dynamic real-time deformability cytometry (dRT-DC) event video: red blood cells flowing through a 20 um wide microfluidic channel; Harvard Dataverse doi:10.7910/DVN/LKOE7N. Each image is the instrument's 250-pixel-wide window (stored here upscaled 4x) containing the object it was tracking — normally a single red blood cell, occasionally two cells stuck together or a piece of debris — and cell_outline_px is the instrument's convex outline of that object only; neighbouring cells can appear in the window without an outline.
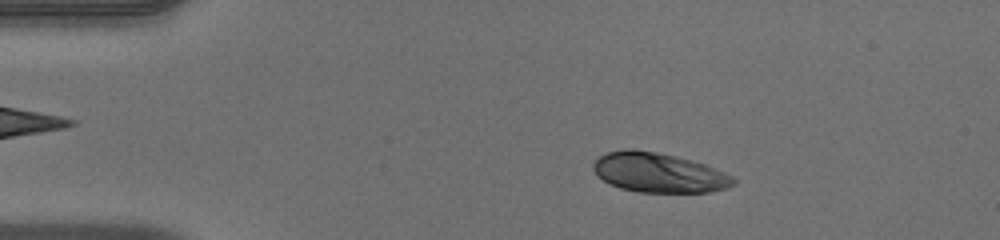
{"species": "human", "species_latin": "Homo sapiens", "temperature_condition": "warm", "stored_images_in_passage": 50, "camera_frame_rate_fps": 3000, "um_per_image_px": 0.085, "donor": {"sex": "male"}, "frame": {"image": 1, "passage_image": 8, "time_ms": 2.333, "image_size_px": [1000, 240], "cell_outline_px": [[736, 184], [728, 188], [708, 192], [640, 192], [620, 188], [608, 184], [596, 176], [592, 168], [592, 164], [600, 156], [608, 152], [624, 148], [632, 148], [656, 152], [676, 156], [692, 160], [716, 168], [732, 176], [736, 180]], "centroid_in_image_um": [55.97, 14.67], "position_along_channel_um": 29.0, "area_um2": 32.66}}
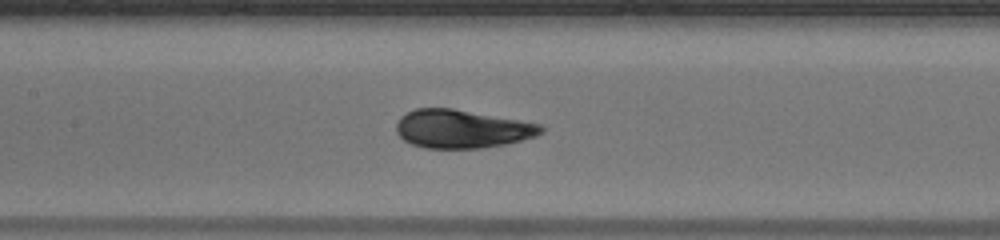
{"frame": {"image": 2, "passage_image": 23, "time_ms": 7.333, "image_size_px": [1000, 240], "cell_outline_px": [[544, 132], [536, 136], [504, 144], [480, 148], [424, 148], [412, 144], [404, 140], [396, 132], [396, 124], [400, 116], [416, 108], [452, 108], [540, 124], [544, 128]], "centroid_in_image_um": [39.23, 10.96], "position_along_channel_um": 168.2, "area_um2": 32.14}}
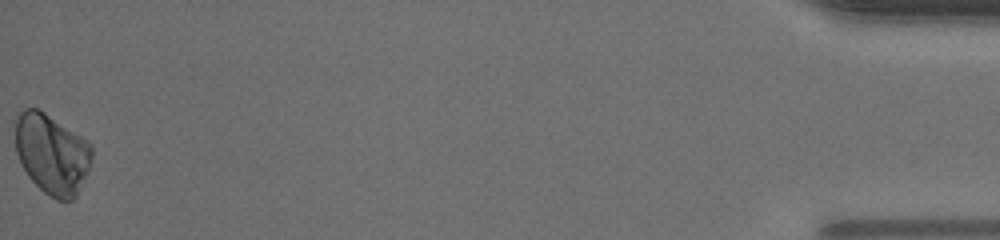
{"frame": {"image": 3, "passage_image": 50, "time_ms": 16.333, "image_size_px": [1000, 240], "cell_outline_px": [[92, 156], [88, 168], [76, 196], [72, 200], [56, 200], [48, 196], [28, 176], [20, 164], [16, 152], [12, 120], [24, 108], [36, 108], [44, 112], [88, 140], [92, 144]], "centroid_in_image_um": [4.35, 13.04], "position_along_channel_um": 430.8, "area_um2": 36.18}, "authors_computed_cell_mechanics": {"area_um2": 33.3217, "velocity_mm_per_s": 4.0088, "shape_relaxation_time_tau1_ms": 3.9029, "shape_relaxation_time_tau2_ms": null, "deformation_change_tau1": 0.1579, "deformation_change_tau2": null}}